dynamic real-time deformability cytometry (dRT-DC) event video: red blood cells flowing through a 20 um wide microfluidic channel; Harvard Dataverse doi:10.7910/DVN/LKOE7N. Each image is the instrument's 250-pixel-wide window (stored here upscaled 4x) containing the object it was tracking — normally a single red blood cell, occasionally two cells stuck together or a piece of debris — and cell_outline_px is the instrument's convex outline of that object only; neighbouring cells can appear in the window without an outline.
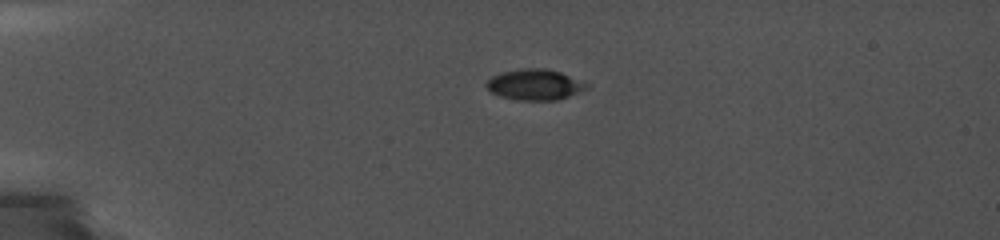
{"species": "common noctule bat (a hibernating species)", "species_latin": "Nyctalus noctula", "temperature_condition": "cold", "stored_images_in_passage": 8, "camera_frame_rate_fps": 5000, "um_per_image_px": 0.085, "animal": {"sex": "female", "body_mass_g": 19.0, "forearm_length_mm": 56.7}, "frame": {"image": 1, "passage_image": 1, "time_ms": 0.0, "image_size_px": [1000, 240], "cell_outline_px": [[588, 88], [568, 96], [556, 100], [520, 100], [500, 96], [492, 92], [484, 84], [492, 76], [500, 72], [520, 68], [544, 68], [560, 72], [588, 84]], "centroid_in_image_um": [45.42, 7.18], "position_along_channel_um": 39.6, "area_um2": 17.8}}